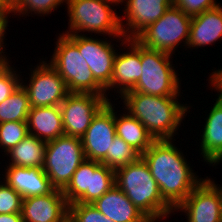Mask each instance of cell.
I'll return each mask as SVG.
<instances>
[{
  "mask_svg": "<svg viewBox=\"0 0 222 222\" xmlns=\"http://www.w3.org/2000/svg\"><path fill=\"white\" fill-rule=\"evenodd\" d=\"M141 157L148 164L163 200L174 211L203 180L195 176L172 140H155Z\"/></svg>",
  "mask_w": 222,
  "mask_h": 222,
  "instance_id": "6da1fadb",
  "label": "cell"
},
{
  "mask_svg": "<svg viewBox=\"0 0 222 222\" xmlns=\"http://www.w3.org/2000/svg\"><path fill=\"white\" fill-rule=\"evenodd\" d=\"M177 97L126 92L121 99L128 113L146 127L154 140H172L189 108Z\"/></svg>",
  "mask_w": 222,
  "mask_h": 222,
  "instance_id": "7a4b0ae2",
  "label": "cell"
},
{
  "mask_svg": "<svg viewBox=\"0 0 222 222\" xmlns=\"http://www.w3.org/2000/svg\"><path fill=\"white\" fill-rule=\"evenodd\" d=\"M115 184L151 222L168 217L174 212L163 200L149 166L142 157L117 169Z\"/></svg>",
  "mask_w": 222,
  "mask_h": 222,
  "instance_id": "3957f363",
  "label": "cell"
},
{
  "mask_svg": "<svg viewBox=\"0 0 222 222\" xmlns=\"http://www.w3.org/2000/svg\"><path fill=\"white\" fill-rule=\"evenodd\" d=\"M54 51L49 64L64 79L69 93L106 95L78 47L64 33L58 37Z\"/></svg>",
  "mask_w": 222,
  "mask_h": 222,
  "instance_id": "277c9868",
  "label": "cell"
},
{
  "mask_svg": "<svg viewBox=\"0 0 222 222\" xmlns=\"http://www.w3.org/2000/svg\"><path fill=\"white\" fill-rule=\"evenodd\" d=\"M66 4L70 28L65 35L87 31L126 39L122 32L120 16L105 0H66Z\"/></svg>",
  "mask_w": 222,
  "mask_h": 222,
  "instance_id": "5b68a950",
  "label": "cell"
},
{
  "mask_svg": "<svg viewBox=\"0 0 222 222\" xmlns=\"http://www.w3.org/2000/svg\"><path fill=\"white\" fill-rule=\"evenodd\" d=\"M170 53L149 49L141 44L142 75L128 92L155 96H179V78L171 64Z\"/></svg>",
  "mask_w": 222,
  "mask_h": 222,
  "instance_id": "8992f818",
  "label": "cell"
},
{
  "mask_svg": "<svg viewBox=\"0 0 222 222\" xmlns=\"http://www.w3.org/2000/svg\"><path fill=\"white\" fill-rule=\"evenodd\" d=\"M86 160L81 138L62 135L46 142L43 171L55 189L64 190Z\"/></svg>",
  "mask_w": 222,
  "mask_h": 222,
  "instance_id": "52a82bcc",
  "label": "cell"
},
{
  "mask_svg": "<svg viewBox=\"0 0 222 222\" xmlns=\"http://www.w3.org/2000/svg\"><path fill=\"white\" fill-rule=\"evenodd\" d=\"M191 21L192 17L172 5L135 39L146 48L172 54L182 41L187 46Z\"/></svg>",
  "mask_w": 222,
  "mask_h": 222,
  "instance_id": "ba28073f",
  "label": "cell"
},
{
  "mask_svg": "<svg viewBox=\"0 0 222 222\" xmlns=\"http://www.w3.org/2000/svg\"><path fill=\"white\" fill-rule=\"evenodd\" d=\"M115 185V171L97 161L85 160L63 190L68 204L93 203Z\"/></svg>",
  "mask_w": 222,
  "mask_h": 222,
  "instance_id": "9c48e42d",
  "label": "cell"
},
{
  "mask_svg": "<svg viewBox=\"0 0 222 222\" xmlns=\"http://www.w3.org/2000/svg\"><path fill=\"white\" fill-rule=\"evenodd\" d=\"M110 99L93 93H69L60 104L64 135L81 138Z\"/></svg>",
  "mask_w": 222,
  "mask_h": 222,
  "instance_id": "30bf717a",
  "label": "cell"
},
{
  "mask_svg": "<svg viewBox=\"0 0 222 222\" xmlns=\"http://www.w3.org/2000/svg\"><path fill=\"white\" fill-rule=\"evenodd\" d=\"M175 210L185 212L187 222H222V187L207 177Z\"/></svg>",
  "mask_w": 222,
  "mask_h": 222,
  "instance_id": "8fae6325",
  "label": "cell"
},
{
  "mask_svg": "<svg viewBox=\"0 0 222 222\" xmlns=\"http://www.w3.org/2000/svg\"><path fill=\"white\" fill-rule=\"evenodd\" d=\"M42 62L31 70L29 84L21 81V85L28 93L31 107L60 106L69 94L64 79L49 63Z\"/></svg>",
  "mask_w": 222,
  "mask_h": 222,
  "instance_id": "7c38bea8",
  "label": "cell"
},
{
  "mask_svg": "<svg viewBox=\"0 0 222 222\" xmlns=\"http://www.w3.org/2000/svg\"><path fill=\"white\" fill-rule=\"evenodd\" d=\"M108 101L93 117L90 126L81 137L83 151L87 160L106 165V155L116 136L115 110Z\"/></svg>",
  "mask_w": 222,
  "mask_h": 222,
  "instance_id": "4fadbf2b",
  "label": "cell"
},
{
  "mask_svg": "<svg viewBox=\"0 0 222 222\" xmlns=\"http://www.w3.org/2000/svg\"><path fill=\"white\" fill-rule=\"evenodd\" d=\"M77 47L86 60L94 79L105 89L111 84L114 60L117 52L111 41L94 39L84 34L66 35Z\"/></svg>",
  "mask_w": 222,
  "mask_h": 222,
  "instance_id": "5bb4252c",
  "label": "cell"
},
{
  "mask_svg": "<svg viewBox=\"0 0 222 222\" xmlns=\"http://www.w3.org/2000/svg\"><path fill=\"white\" fill-rule=\"evenodd\" d=\"M23 222H68L69 204L62 190L23 199Z\"/></svg>",
  "mask_w": 222,
  "mask_h": 222,
  "instance_id": "9a60e30c",
  "label": "cell"
},
{
  "mask_svg": "<svg viewBox=\"0 0 222 222\" xmlns=\"http://www.w3.org/2000/svg\"><path fill=\"white\" fill-rule=\"evenodd\" d=\"M125 4L123 16L128 26H124L120 18L122 32L126 39H135L173 5V0H127Z\"/></svg>",
  "mask_w": 222,
  "mask_h": 222,
  "instance_id": "2e32d148",
  "label": "cell"
},
{
  "mask_svg": "<svg viewBox=\"0 0 222 222\" xmlns=\"http://www.w3.org/2000/svg\"><path fill=\"white\" fill-rule=\"evenodd\" d=\"M121 45L127 44L129 52L116 54L113 66V74L109 88H118L121 97L131 91L142 75L141 44L136 39L122 40Z\"/></svg>",
  "mask_w": 222,
  "mask_h": 222,
  "instance_id": "e0dca14e",
  "label": "cell"
},
{
  "mask_svg": "<svg viewBox=\"0 0 222 222\" xmlns=\"http://www.w3.org/2000/svg\"><path fill=\"white\" fill-rule=\"evenodd\" d=\"M4 182L19 193L23 199L46 195L55 188L52 186L47 174L39 167L8 166Z\"/></svg>",
  "mask_w": 222,
  "mask_h": 222,
  "instance_id": "ac0fdd59",
  "label": "cell"
},
{
  "mask_svg": "<svg viewBox=\"0 0 222 222\" xmlns=\"http://www.w3.org/2000/svg\"><path fill=\"white\" fill-rule=\"evenodd\" d=\"M92 205L114 222H151L116 184Z\"/></svg>",
  "mask_w": 222,
  "mask_h": 222,
  "instance_id": "d6986e66",
  "label": "cell"
},
{
  "mask_svg": "<svg viewBox=\"0 0 222 222\" xmlns=\"http://www.w3.org/2000/svg\"><path fill=\"white\" fill-rule=\"evenodd\" d=\"M193 16L187 48L203 47L222 38V6Z\"/></svg>",
  "mask_w": 222,
  "mask_h": 222,
  "instance_id": "ffe728a7",
  "label": "cell"
},
{
  "mask_svg": "<svg viewBox=\"0 0 222 222\" xmlns=\"http://www.w3.org/2000/svg\"><path fill=\"white\" fill-rule=\"evenodd\" d=\"M26 122L29 134L45 142L64 135L60 106L31 107Z\"/></svg>",
  "mask_w": 222,
  "mask_h": 222,
  "instance_id": "44dd1931",
  "label": "cell"
},
{
  "mask_svg": "<svg viewBox=\"0 0 222 222\" xmlns=\"http://www.w3.org/2000/svg\"><path fill=\"white\" fill-rule=\"evenodd\" d=\"M217 97L203 126L200 145L204 161L214 165L222 161V96Z\"/></svg>",
  "mask_w": 222,
  "mask_h": 222,
  "instance_id": "7402d4cb",
  "label": "cell"
},
{
  "mask_svg": "<svg viewBox=\"0 0 222 222\" xmlns=\"http://www.w3.org/2000/svg\"><path fill=\"white\" fill-rule=\"evenodd\" d=\"M116 135L128 143L141 155L155 141L146 127L128 112L118 117L115 112Z\"/></svg>",
  "mask_w": 222,
  "mask_h": 222,
  "instance_id": "603a6c76",
  "label": "cell"
},
{
  "mask_svg": "<svg viewBox=\"0 0 222 222\" xmlns=\"http://www.w3.org/2000/svg\"><path fill=\"white\" fill-rule=\"evenodd\" d=\"M45 150L46 142L29 134L5 154H10V166L42 168Z\"/></svg>",
  "mask_w": 222,
  "mask_h": 222,
  "instance_id": "cb8c5ba5",
  "label": "cell"
},
{
  "mask_svg": "<svg viewBox=\"0 0 222 222\" xmlns=\"http://www.w3.org/2000/svg\"><path fill=\"white\" fill-rule=\"evenodd\" d=\"M31 109L27 91L20 85L8 98L0 103V123L26 122Z\"/></svg>",
  "mask_w": 222,
  "mask_h": 222,
  "instance_id": "d4e9b609",
  "label": "cell"
},
{
  "mask_svg": "<svg viewBox=\"0 0 222 222\" xmlns=\"http://www.w3.org/2000/svg\"><path fill=\"white\" fill-rule=\"evenodd\" d=\"M140 157L138 151L116 135L110 146V152L106 155V166L116 171L129 163L136 162Z\"/></svg>",
  "mask_w": 222,
  "mask_h": 222,
  "instance_id": "484cf974",
  "label": "cell"
},
{
  "mask_svg": "<svg viewBox=\"0 0 222 222\" xmlns=\"http://www.w3.org/2000/svg\"><path fill=\"white\" fill-rule=\"evenodd\" d=\"M27 135H29L27 122L12 121L0 123V146L6 153Z\"/></svg>",
  "mask_w": 222,
  "mask_h": 222,
  "instance_id": "4316f807",
  "label": "cell"
},
{
  "mask_svg": "<svg viewBox=\"0 0 222 222\" xmlns=\"http://www.w3.org/2000/svg\"><path fill=\"white\" fill-rule=\"evenodd\" d=\"M63 2L66 3V0H12V13H19V16H21L34 12L44 16V14L47 15L58 8L57 6H60Z\"/></svg>",
  "mask_w": 222,
  "mask_h": 222,
  "instance_id": "83f0119b",
  "label": "cell"
},
{
  "mask_svg": "<svg viewBox=\"0 0 222 222\" xmlns=\"http://www.w3.org/2000/svg\"><path fill=\"white\" fill-rule=\"evenodd\" d=\"M68 222H114L103 215L91 203L69 204Z\"/></svg>",
  "mask_w": 222,
  "mask_h": 222,
  "instance_id": "f1b7e54d",
  "label": "cell"
},
{
  "mask_svg": "<svg viewBox=\"0 0 222 222\" xmlns=\"http://www.w3.org/2000/svg\"><path fill=\"white\" fill-rule=\"evenodd\" d=\"M23 197L12 187L1 181L0 214L21 213Z\"/></svg>",
  "mask_w": 222,
  "mask_h": 222,
  "instance_id": "f546056e",
  "label": "cell"
},
{
  "mask_svg": "<svg viewBox=\"0 0 222 222\" xmlns=\"http://www.w3.org/2000/svg\"><path fill=\"white\" fill-rule=\"evenodd\" d=\"M9 63L0 71V103L8 98L21 85L20 76Z\"/></svg>",
  "mask_w": 222,
  "mask_h": 222,
  "instance_id": "4dcf8cb0",
  "label": "cell"
},
{
  "mask_svg": "<svg viewBox=\"0 0 222 222\" xmlns=\"http://www.w3.org/2000/svg\"><path fill=\"white\" fill-rule=\"evenodd\" d=\"M219 4L215 0H173V5L190 17L216 8Z\"/></svg>",
  "mask_w": 222,
  "mask_h": 222,
  "instance_id": "1f68e13d",
  "label": "cell"
},
{
  "mask_svg": "<svg viewBox=\"0 0 222 222\" xmlns=\"http://www.w3.org/2000/svg\"><path fill=\"white\" fill-rule=\"evenodd\" d=\"M10 13H12V6H0V54L3 53V55L5 53L3 52V46H5L3 37H5L4 34L6 33L5 30L8 26V16Z\"/></svg>",
  "mask_w": 222,
  "mask_h": 222,
  "instance_id": "d6a6232c",
  "label": "cell"
},
{
  "mask_svg": "<svg viewBox=\"0 0 222 222\" xmlns=\"http://www.w3.org/2000/svg\"><path fill=\"white\" fill-rule=\"evenodd\" d=\"M210 79L209 81H211V86H214V88L219 91V95L222 96V68L217 71H213Z\"/></svg>",
  "mask_w": 222,
  "mask_h": 222,
  "instance_id": "836d02e7",
  "label": "cell"
},
{
  "mask_svg": "<svg viewBox=\"0 0 222 222\" xmlns=\"http://www.w3.org/2000/svg\"><path fill=\"white\" fill-rule=\"evenodd\" d=\"M0 222H23L21 213L0 214Z\"/></svg>",
  "mask_w": 222,
  "mask_h": 222,
  "instance_id": "e575fe53",
  "label": "cell"
},
{
  "mask_svg": "<svg viewBox=\"0 0 222 222\" xmlns=\"http://www.w3.org/2000/svg\"><path fill=\"white\" fill-rule=\"evenodd\" d=\"M9 63L6 55L0 54V71Z\"/></svg>",
  "mask_w": 222,
  "mask_h": 222,
  "instance_id": "d590c367",
  "label": "cell"
},
{
  "mask_svg": "<svg viewBox=\"0 0 222 222\" xmlns=\"http://www.w3.org/2000/svg\"><path fill=\"white\" fill-rule=\"evenodd\" d=\"M0 6H12V0H0Z\"/></svg>",
  "mask_w": 222,
  "mask_h": 222,
  "instance_id": "8d00e7d4",
  "label": "cell"
},
{
  "mask_svg": "<svg viewBox=\"0 0 222 222\" xmlns=\"http://www.w3.org/2000/svg\"><path fill=\"white\" fill-rule=\"evenodd\" d=\"M106 2L110 3V4H117L119 5L121 2H123L124 0H105Z\"/></svg>",
  "mask_w": 222,
  "mask_h": 222,
  "instance_id": "74e56055",
  "label": "cell"
}]
</instances>
